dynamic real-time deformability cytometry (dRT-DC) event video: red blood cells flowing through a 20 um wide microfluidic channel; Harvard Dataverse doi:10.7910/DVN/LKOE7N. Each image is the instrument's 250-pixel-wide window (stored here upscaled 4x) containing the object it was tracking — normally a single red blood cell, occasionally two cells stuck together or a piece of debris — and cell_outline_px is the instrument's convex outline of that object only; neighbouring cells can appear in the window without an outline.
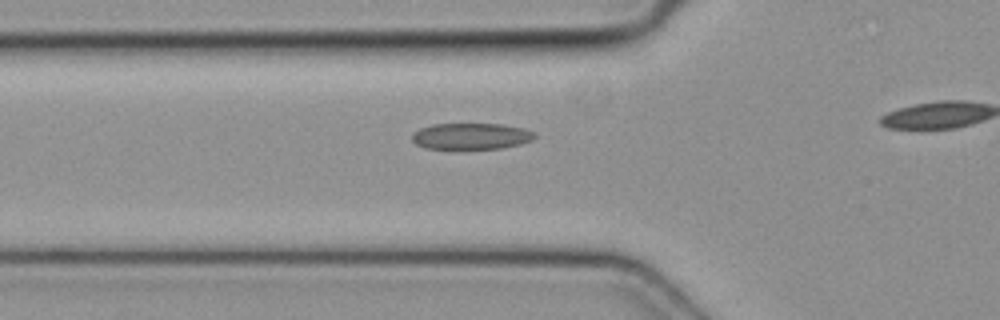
{"species": "common noctule bat (a hibernating species)", "species_latin": "Nyctalus noctula", "temperature_condition": "cold", "stored_images_in_passage": 5, "segment_of_instrument_passage": [1, 2], "camera_frame_rate_fps": 3000, "um_per_image_px": 0.085, "animal": {"sex": "female", "body_mass_g": 19.3, "forearm_length_mm": 54.1}, "frame": {"image": 1, "passage_image": 4, "time_ms": 1.0, "image_size_px": [1000, 320], "cell_outline_px": [[536, 136], [532, 140], [520, 144], [500, 148], [424, 148], [416, 144], [412, 140], [412, 136], [420, 128], [432, 124], [500, 124], [524, 128], [536, 132]], "centroid_in_image_um": [40.07, 11.57], "position_along_channel_um": 85.7, "area_um2": 18.61}}